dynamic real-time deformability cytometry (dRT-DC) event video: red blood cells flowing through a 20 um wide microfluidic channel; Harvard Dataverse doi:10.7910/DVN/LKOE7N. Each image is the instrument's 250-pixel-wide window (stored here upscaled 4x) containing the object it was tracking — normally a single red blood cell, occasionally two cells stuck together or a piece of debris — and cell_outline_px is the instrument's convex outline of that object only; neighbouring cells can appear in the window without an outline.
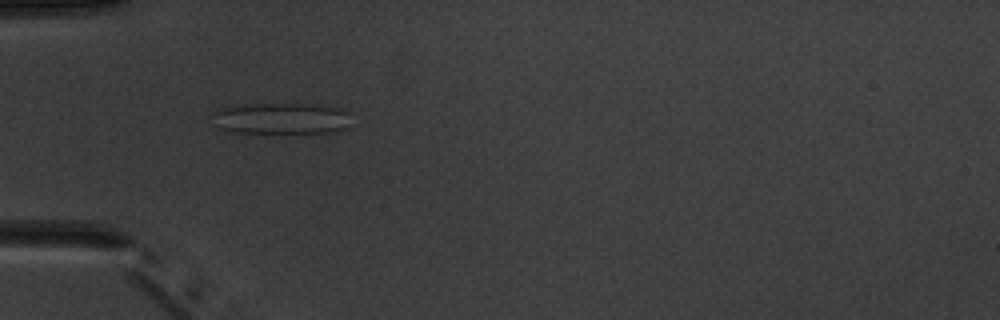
{"species": "common noctule bat (a hibernating species)", "species_latin": "Nyctalus noctula", "temperature_condition": "warm", "stored_images_in_passage": 5, "camera_frame_rate_fps": 3000, "um_per_image_px": 0.085, "animal": {"sex": "male", "body_mass_g": 20.1, "forearm_length_mm": 53.5}, "frame": {"image": 1, "passage_image": 4, "time_ms": 4.333, "image_size_px": [1000, 320], "cell_outline_px": [[348, 112], [344, 128], [332, 132], [232, 132], [216, 128], [212, 124], [208, 116], [212, 112], [220, 108], [252, 104], [304, 104], [340, 108]], "centroid_in_image_um": [23.72, 10.07], "position_along_channel_um": 61.3, "area_um2": 25.09}}
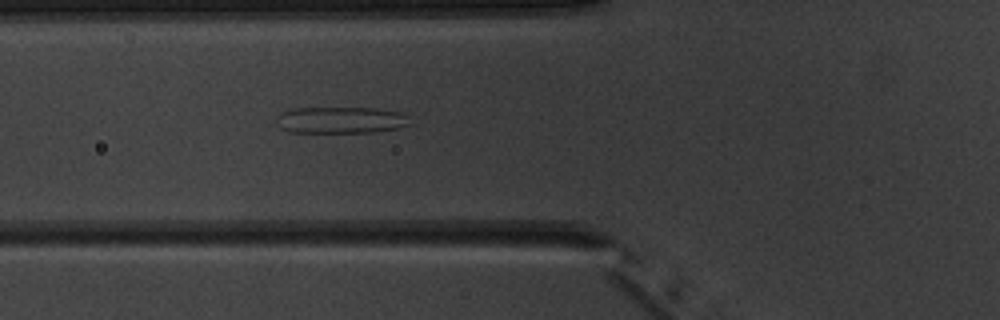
{"frame": {"image": 2, "passage_image": 5, "time_ms": 5.333, "image_size_px": [1000, 320], "cell_outline_px": [[412, 124], [396, 128], [372, 132], [288, 132], [280, 128], [276, 124], [276, 116], [280, 112], [292, 108], [376, 108], [400, 112], [408, 116]], "centroid_in_image_um": [28.92, 10.2], "position_along_channel_um": 96.9, "area_um2": 20.87}}